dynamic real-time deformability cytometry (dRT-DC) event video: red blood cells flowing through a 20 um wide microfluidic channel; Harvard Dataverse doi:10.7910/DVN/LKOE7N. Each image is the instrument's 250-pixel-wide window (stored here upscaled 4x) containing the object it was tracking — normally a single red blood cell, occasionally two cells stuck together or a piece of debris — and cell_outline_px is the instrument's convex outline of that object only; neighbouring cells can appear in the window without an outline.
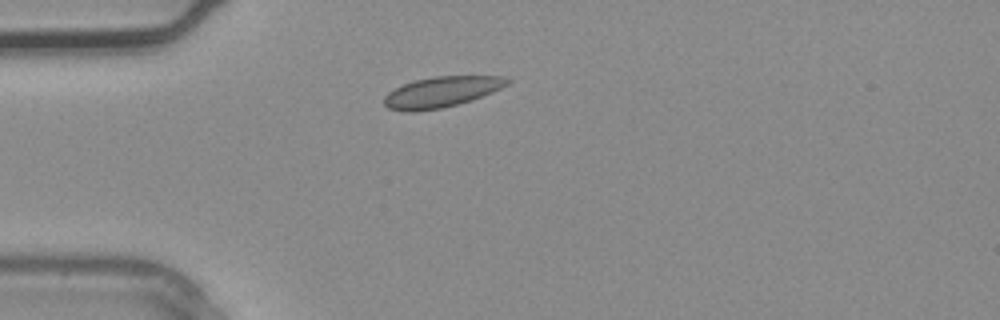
{"species": "common noctule bat (a hibernating species)", "species_latin": "Nyctalus noctula", "temperature_condition": "warm", "stored_images_in_passage": 1, "camera_frame_rate_fps": 3000, "um_per_image_px": 0.085, "animal": {"sex": "male", "body_mass_g": 20.4}, "frame": {"image": 1, "passage_image": 1, "time_ms": 0.0, "image_size_px": [1000, 320], "cell_outline_px": [[512, 80], [508, 84], [492, 92], [472, 100], [440, 108], [416, 112], [404, 112], [388, 108], [384, 104], [384, 96], [388, 92], [404, 84], [416, 80], [436, 76], [508, 76]], "centroid_in_image_um": [37.53, 7.82], "position_along_channel_um": 47.5, "area_um2": 21.96}}